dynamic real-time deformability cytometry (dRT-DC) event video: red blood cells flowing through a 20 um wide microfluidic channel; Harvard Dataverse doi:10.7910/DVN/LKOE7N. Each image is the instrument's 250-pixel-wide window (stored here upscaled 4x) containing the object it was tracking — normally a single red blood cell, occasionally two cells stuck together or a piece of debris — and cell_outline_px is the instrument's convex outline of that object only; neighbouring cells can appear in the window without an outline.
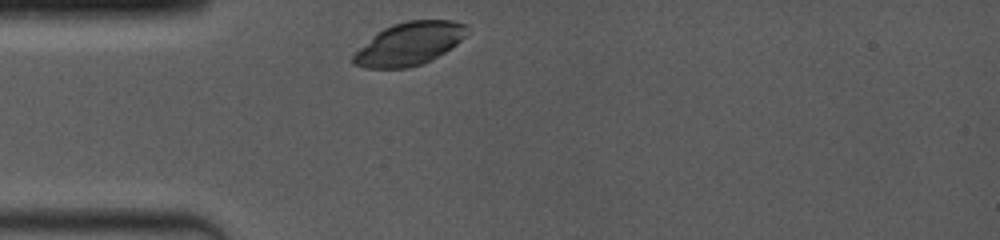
{"species": "common noctule bat (a hibernating species)", "species_latin": "Nyctalus noctula", "temperature_condition": "room temperature", "stored_images_in_passage": 19, "camera_frame_rate_fps": 4000, "um_per_image_px": 0.085, "animal": {"sex": "female", "body_mass_g": 19.0, "forearm_length_mm": 53.3}, "frame": {"image": 1, "passage_image": 1, "time_ms": 0.0, "image_size_px": [1000, 240], "cell_outline_px": [[468, 24], [464, 36], [452, 48], [432, 60], [408, 68], [364, 68], [352, 64], [352, 56], [360, 48], [384, 28], [392, 24], [408, 20], [452, 20]], "centroid_in_image_um": [34.81, 3.72], "position_along_channel_um": 50.2, "area_um2": 28.21}}
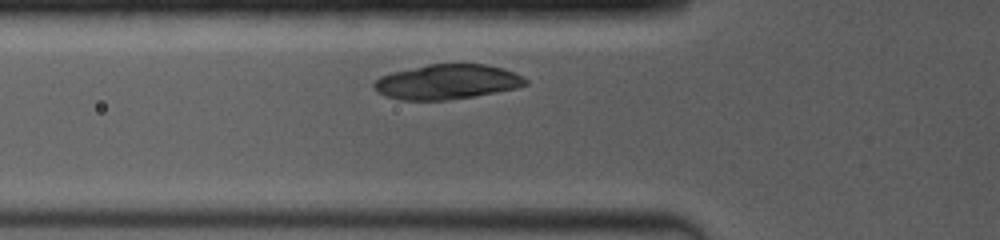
{"frame": {"image": 2, "passage_image": 6, "time_ms": 1.25, "image_size_px": [1000, 240], "cell_outline_px": [[528, 84], [516, 88], [496, 92], [448, 100], [400, 100], [384, 96], [376, 92], [372, 84], [380, 76], [392, 72], [428, 64], [484, 64], [504, 68], [528, 80]], "centroid_in_image_um": [37.96, 6.96], "position_along_channel_um": 87.8, "area_um2": 30.75}}
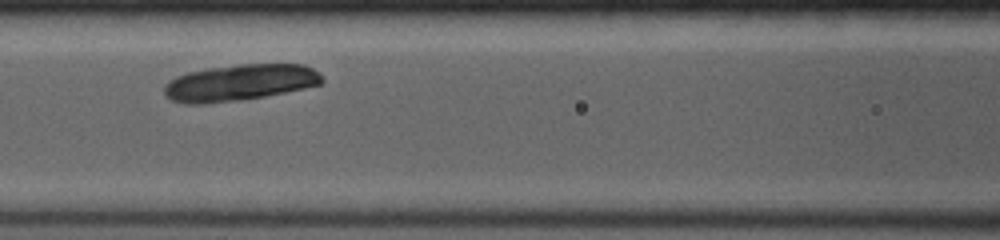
{"frame": {"image": 3, "passage_image": 11, "time_ms": 2.75, "image_size_px": [1000, 240], "cell_outline_px": [[324, 84], [264, 96], [240, 100], [208, 104], [184, 104], [172, 100], [164, 92], [164, 88], [176, 76], [188, 72], [208, 68], [240, 64], [304, 64], [320, 72], [324, 80]], "centroid_in_image_um": [20.43, 7.02], "position_along_channel_um": 146.2, "area_um2": 33.47}}